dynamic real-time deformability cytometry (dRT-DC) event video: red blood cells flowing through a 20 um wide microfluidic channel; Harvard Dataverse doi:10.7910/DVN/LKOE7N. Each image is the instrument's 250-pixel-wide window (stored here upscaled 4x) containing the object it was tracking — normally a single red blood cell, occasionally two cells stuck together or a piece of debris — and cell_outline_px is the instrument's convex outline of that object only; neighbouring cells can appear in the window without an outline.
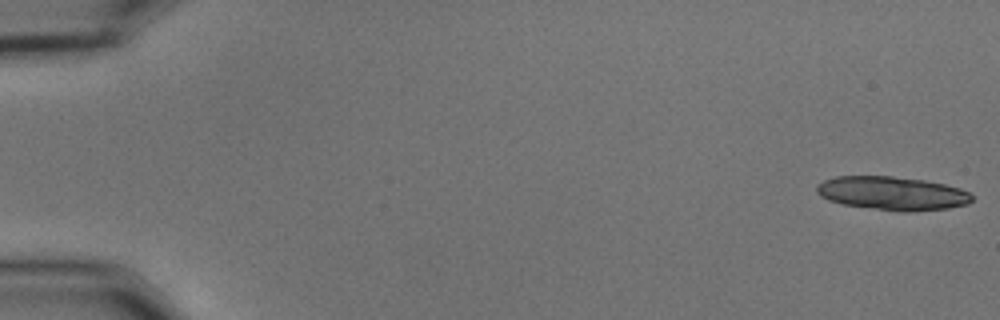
{"species": "common noctule bat (a hibernating species)", "species_latin": "Nyctalus noctula", "temperature_condition": "cold", "stored_images_in_passage": 17, "camera_frame_rate_fps": 3000, "um_per_image_px": 0.085, "animal": {"sex": "male", "body_mass_g": 15.6}, "frame": {"image": 1, "passage_image": 1, "time_ms": 0.0, "image_size_px": [1000, 320], "cell_outline_px": [[972, 200], [968, 204], [948, 208], [908, 212], [900, 212], [844, 204], [828, 200], [820, 196], [816, 192], [816, 184], [824, 180], [836, 176], [892, 176], [924, 180], [944, 184], [960, 188], [968, 192], [972, 196]], "centroid_in_image_um": [75.83, 16.43], "position_along_channel_um": 9.2, "area_um2": 30.4}}